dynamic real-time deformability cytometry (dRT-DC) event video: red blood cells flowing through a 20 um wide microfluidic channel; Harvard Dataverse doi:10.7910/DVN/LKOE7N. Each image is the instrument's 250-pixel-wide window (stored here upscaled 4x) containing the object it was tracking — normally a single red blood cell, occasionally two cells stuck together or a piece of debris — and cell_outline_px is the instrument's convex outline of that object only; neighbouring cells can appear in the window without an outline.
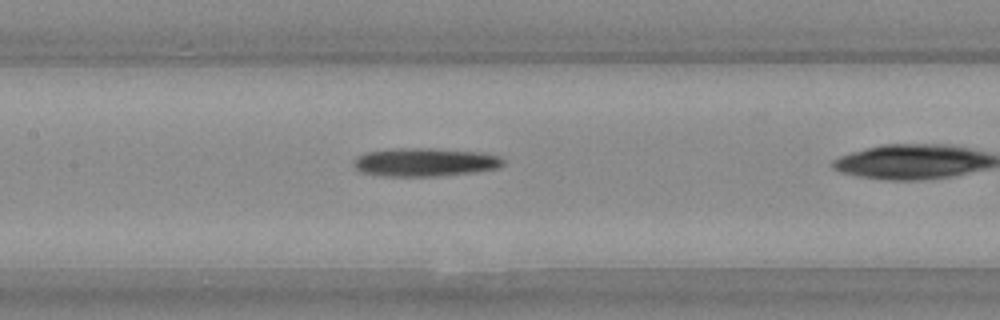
{"species": "Egyptian fruit bat (a non-hibernating species)", "species_latin": "Rousettus aegyptiacus", "temperature_condition": "warm", "stored_images_in_passage": 20, "camera_frame_rate_fps": 3000, "um_per_image_px": 0.085, "animal": {"sex": "female"}, "frame": {"image": 1, "passage_image": 9, "time_ms": 2.667, "image_size_px": [1000, 320], "cell_outline_px": [[504, 164], [496, 168], [472, 172], [432, 176], [384, 176], [360, 172], [352, 164], [356, 156], [364, 152], [396, 148], [432, 148], [484, 152], [500, 156], [504, 160]], "centroid_in_image_um": [36.09, 13.77], "position_along_channel_um": 171.3, "area_um2": 24.85}}
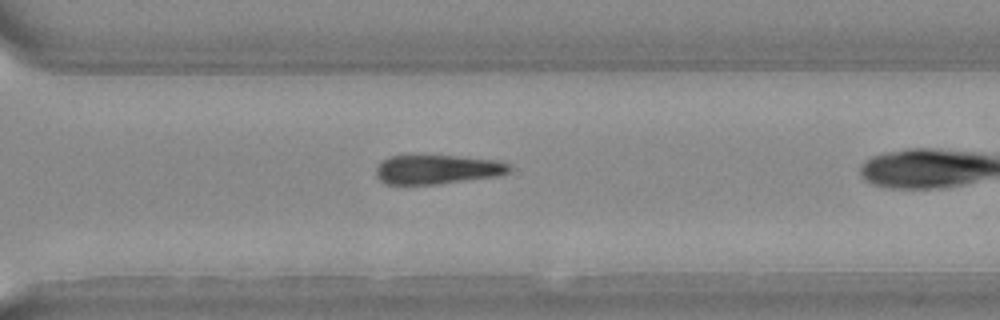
{"frame": {"image": 2, "passage_image": 17, "time_ms": 5.333, "image_size_px": [1000, 320], "cell_outline_px": [[512, 168], [508, 172], [500, 176], [440, 184], [384, 184], [376, 176], [376, 168], [388, 156], [456, 156], [500, 160], [512, 164]], "centroid_in_image_um": [37.24, 14.41], "position_along_channel_um": 333.4, "area_um2": 22.89}}